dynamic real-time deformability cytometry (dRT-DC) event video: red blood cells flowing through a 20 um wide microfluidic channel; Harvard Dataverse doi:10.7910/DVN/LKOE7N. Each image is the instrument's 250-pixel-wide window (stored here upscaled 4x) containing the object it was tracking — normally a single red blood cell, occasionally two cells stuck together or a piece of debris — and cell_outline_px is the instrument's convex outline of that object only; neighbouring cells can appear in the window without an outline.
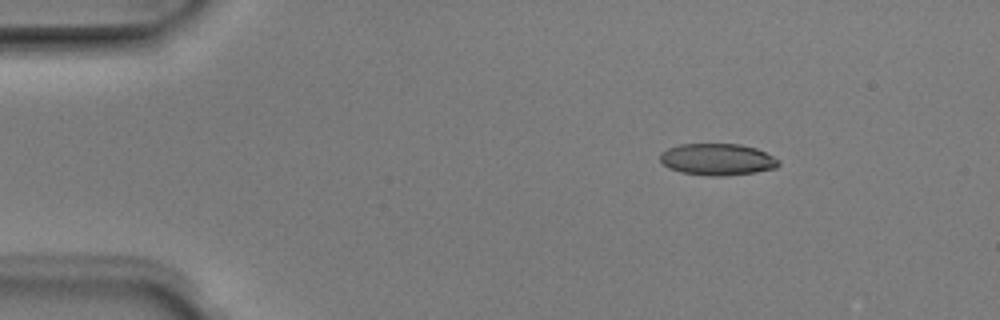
{"species": "Egyptian fruit bat (a non-hibernating species)", "species_latin": "Rousettus aegyptiacus", "temperature_condition": "room temperature", "stored_images_in_passage": 3, "camera_frame_rate_fps": 3000, "um_per_image_px": 0.085, "animal": {"sex": "male"}, "frame": {"image": 1, "passage_image": 1, "time_ms": 0.0, "image_size_px": [1000, 320], "cell_outline_px": [[780, 164], [776, 168], [756, 172], [724, 176], [708, 176], [680, 172], [668, 168], [660, 160], [660, 152], [668, 148], [680, 144], [740, 144], [756, 148], [780, 160]], "centroid_in_image_um": [60.97, 13.55], "position_along_channel_um": 24.0, "area_um2": 22.02}}